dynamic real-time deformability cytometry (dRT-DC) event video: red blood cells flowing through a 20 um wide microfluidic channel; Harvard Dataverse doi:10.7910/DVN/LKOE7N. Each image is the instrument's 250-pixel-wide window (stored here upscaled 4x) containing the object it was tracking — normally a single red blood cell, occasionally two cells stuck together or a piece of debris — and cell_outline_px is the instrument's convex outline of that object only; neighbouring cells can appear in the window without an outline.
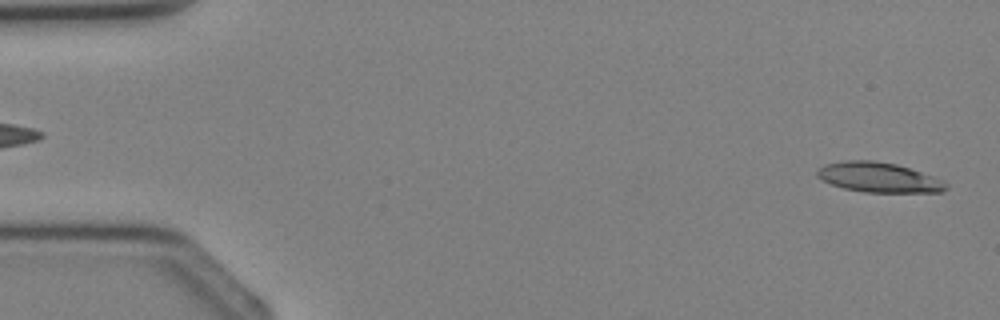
{"species": "Egyptian fruit bat (a non-hibernating species)", "species_latin": "Rousettus aegyptiacus", "temperature_condition": "cold", "stored_images_in_passage": 4, "segment_of_instrument_passage": [2, 2], "camera_frame_rate_fps": 3000, "um_per_image_px": 0.085, "animal": {"sex": "female"}, "frame": {"image": 1, "passage_image": 4, "time_ms": 3.667, "image_size_px": [1000, 320], "cell_outline_px": [[948, 188], [944, 192], [864, 192], [844, 188], [820, 180], [816, 176], [816, 168], [824, 164], [844, 160], [872, 160], [896, 164], [944, 180], [948, 184]], "centroid_in_image_um": [74.66, 15.07], "position_along_channel_um": 10.3, "area_um2": 22.6}}